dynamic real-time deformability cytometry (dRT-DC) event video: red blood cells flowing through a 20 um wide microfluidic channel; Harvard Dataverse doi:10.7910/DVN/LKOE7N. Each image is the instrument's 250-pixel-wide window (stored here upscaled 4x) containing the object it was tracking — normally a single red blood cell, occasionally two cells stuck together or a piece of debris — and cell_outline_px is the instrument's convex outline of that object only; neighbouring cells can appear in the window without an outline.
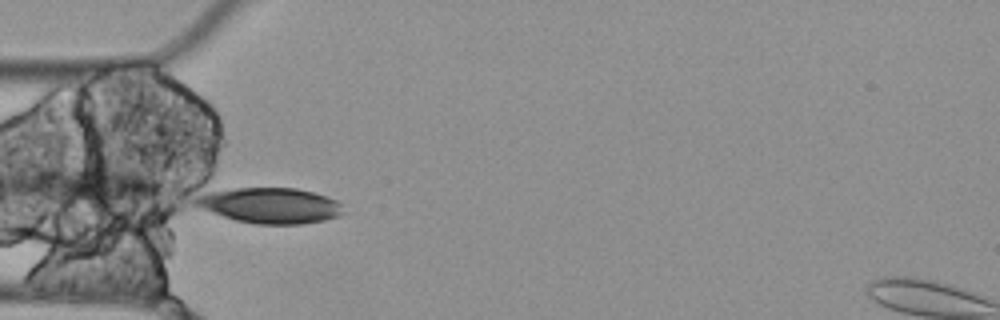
{"species": "Egyptian fruit bat (a non-hibernating species)", "species_latin": "Rousettus aegyptiacus", "temperature_condition": "cold", "stored_images_in_passage": 3, "camera_frame_rate_fps": 3000, "um_per_image_px": 0.085, "animal": {"sex": "female"}, "frame": {"image": 1, "passage_image": 1, "time_ms": 0.0, "image_size_px": [1000, 320], "cell_outline_px": [[344, 212], [340, 216], [324, 220], [304, 224], [256, 224], [236, 220], [200, 208], [192, 204], [192, 200], [204, 188], [296, 188], [312, 192], [336, 200], [340, 204]], "centroid_in_image_um": [22.83, 17.44], "position_along_channel_um": 62.2, "area_um2": 31.21}}